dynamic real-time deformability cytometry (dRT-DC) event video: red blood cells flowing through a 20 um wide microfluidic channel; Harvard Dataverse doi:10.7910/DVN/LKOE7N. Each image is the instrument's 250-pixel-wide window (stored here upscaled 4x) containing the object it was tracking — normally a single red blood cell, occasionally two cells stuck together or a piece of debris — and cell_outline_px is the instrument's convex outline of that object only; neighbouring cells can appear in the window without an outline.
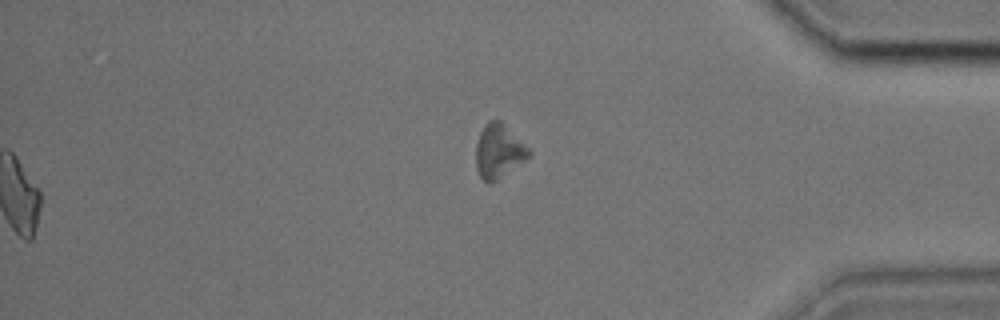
{"species": "common noctule bat (a hibernating species)", "species_latin": "Nyctalus noctula", "temperature_condition": "cold", "stored_images_in_passage": 43, "segment_of_instrument_passage": [2, 2], "camera_frame_rate_fps": 3000, "um_per_image_px": 0.085, "animal": {"sex": "male", "body_mass_g": 17.9, "forearm_length_mm": 54.2}, "frame": {"image": 1, "passage_image": 43, "time_ms": 14.0, "image_size_px": [1000, 320], "cell_outline_px": [[532, 152], [524, 160], [496, 180], [484, 180], [480, 176], [476, 168], [476, 144], [480, 132], [488, 120], [500, 120]], "centroid_in_image_um": [42.36, 12.81], "position_along_channel_um": 392.8, "area_um2": 16.01}}